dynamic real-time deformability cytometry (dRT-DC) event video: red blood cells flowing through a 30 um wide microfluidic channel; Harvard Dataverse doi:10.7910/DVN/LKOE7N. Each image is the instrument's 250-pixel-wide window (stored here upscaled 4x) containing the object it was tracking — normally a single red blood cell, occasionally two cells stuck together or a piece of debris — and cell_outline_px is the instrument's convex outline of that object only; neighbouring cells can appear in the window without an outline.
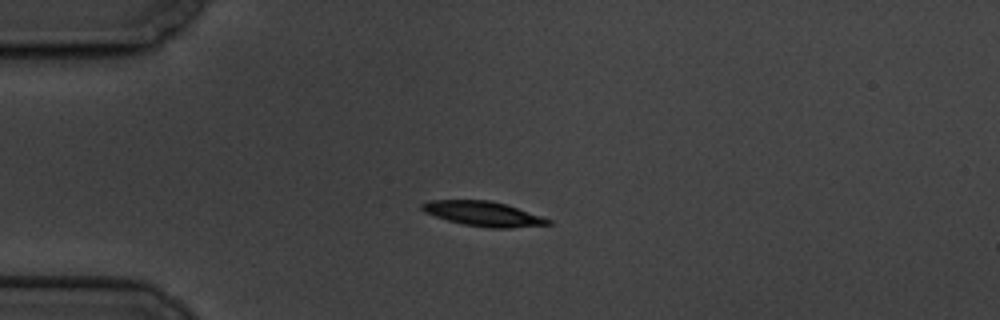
{"species": "common noctule bat (a hibernating species)", "species_latin": "Nyctalus noctula", "temperature_condition": "cold", "stored_images_in_passage": 5, "camera_frame_rate_fps": 3000, "um_per_image_px": 0.085, "animal": {"sex": "male", "body_mass_g": 19.5, "forearm_length_mm": 54.6}, "frame": {"image": 1, "passage_image": 4, "time_ms": 4.667, "image_size_px": [1000, 320], "cell_outline_px": [[552, 224], [512, 228], [488, 228], [464, 224], [448, 220], [424, 212], [420, 208], [420, 204], [428, 200], [488, 200], [508, 204], [552, 220]], "centroid_in_image_um": [41.09, 18.16], "position_along_channel_um": 43.9, "area_um2": 18.26}}